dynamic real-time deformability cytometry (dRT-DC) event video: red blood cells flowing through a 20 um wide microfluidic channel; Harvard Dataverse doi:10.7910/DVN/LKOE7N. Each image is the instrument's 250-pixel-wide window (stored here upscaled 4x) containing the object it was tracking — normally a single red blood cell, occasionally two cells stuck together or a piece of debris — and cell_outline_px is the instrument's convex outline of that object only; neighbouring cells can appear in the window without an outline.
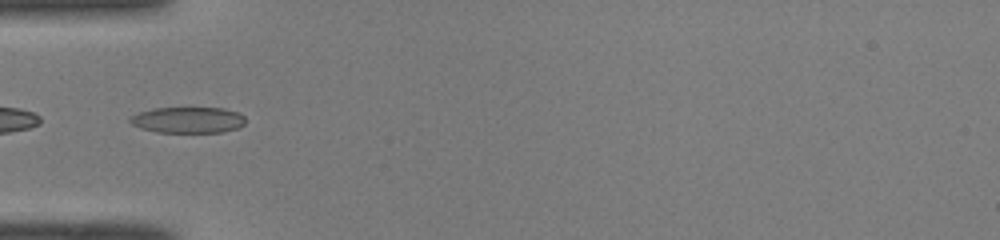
{"species": "common noctule bat (a hibernating species)", "species_latin": "Nyctalus noctula", "temperature_condition": "room temperature", "stored_images_in_passage": 39, "camera_frame_rate_fps": 3000, "um_per_image_px": 0.085, "animal": {"sex": "male", "body_mass_g": 19.0, "forearm_length_mm": 50.8}, "frame": {"image": 1, "passage_image": 6, "time_ms": 1.667, "image_size_px": [1000, 240], "cell_outline_px": [[244, 124], [236, 128], [224, 132], [156, 132], [140, 128], [132, 124], [128, 120], [132, 116], [140, 112], [156, 108], [224, 108], [236, 112], [244, 116]], "centroid_in_image_um": [15.97, 10.2], "position_along_channel_um": 69.0, "area_um2": 17.34}}
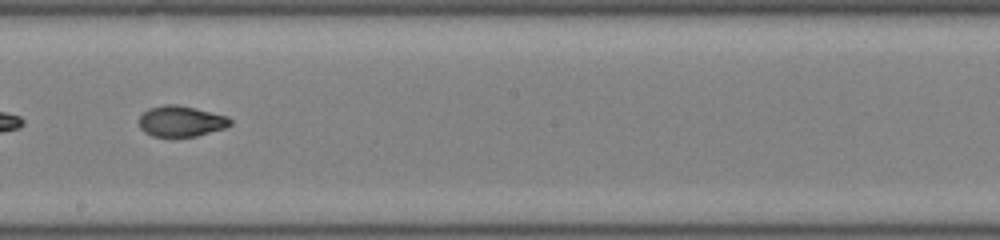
{"frame": {"image": 2, "passage_image": 18, "time_ms": 5.667, "image_size_px": [1000, 240], "cell_outline_px": [[232, 124], [224, 128], [196, 136], [152, 136], [144, 132], [140, 128], [140, 116], [148, 108], [164, 104], [176, 104], [196, 108], [228, 116], [232, 120]], "centroid_in_image_um": [15.39, 10.29], "position_along_channel_um": 232.8, "area_um2": 16.36}}
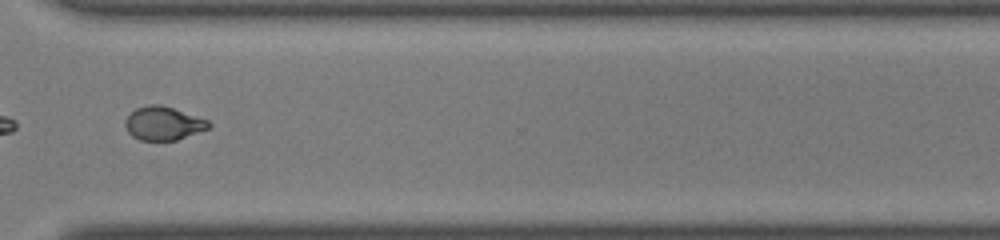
{"frame": {"image": 3, "passage_image": 27, "time_ms": 8.667, "image_size_px": [1000, 240], "cell_outline_px": [[212, 124], [208, 128], [176, 140], [140, 140], [132, 136], [128, 132], [124, 124], [124, 120], [136, 108], [152, 104], [160, 104], [208, 120]], "centroid_in_image_um": [13.85, 10.49], "position_along_channel_um": 356.7, "area_um2": 16.07}, "authors_computed_cell_mechanics": {"area_um2": 16.9354, "velocity_mm_per_s": 4.1002, "shape_relaxation_time_tau1_ms": 3.6307, "shape_relaxation_time_tau2_ms": 1.4905, "deformation_change_tau1": 0.1793, "deformation_change_tau2": 0.0578}}